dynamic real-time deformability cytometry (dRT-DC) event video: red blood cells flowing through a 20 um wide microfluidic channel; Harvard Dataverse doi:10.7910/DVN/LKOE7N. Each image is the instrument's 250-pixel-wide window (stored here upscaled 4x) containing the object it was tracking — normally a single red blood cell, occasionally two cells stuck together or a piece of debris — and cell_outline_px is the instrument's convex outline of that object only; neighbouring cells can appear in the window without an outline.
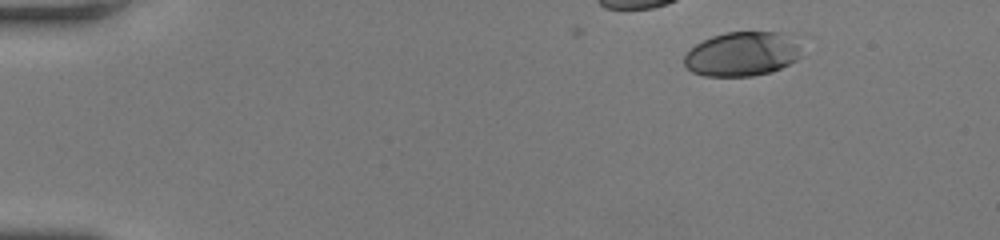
{"species": "human", "species_latin": "Homo sapiens", "temperature_condition": "room temperature", "stored_images_in_passage": 49, "camera_frame_rate_fps": 3000, "um_per_image_px": 0.085, "donor": {"sex": "female"}, "frame": {"image": 1, "passage_image": 1, "time_ms": 0.0, "image_size_px": [1000, 240], "cell_outline_px": [[800, 56], [796, 60], [772, 72], [752, 76], [704, 76], [692, 72], [684, 64], [684, 56], [696, 44], [712, 36], [724, 32], [780, 32], [796, 44]], "centroid_in_image_um": [63.01, 4.61], "position_along_channel_um": 22.0, "area_um2": 29.82}}
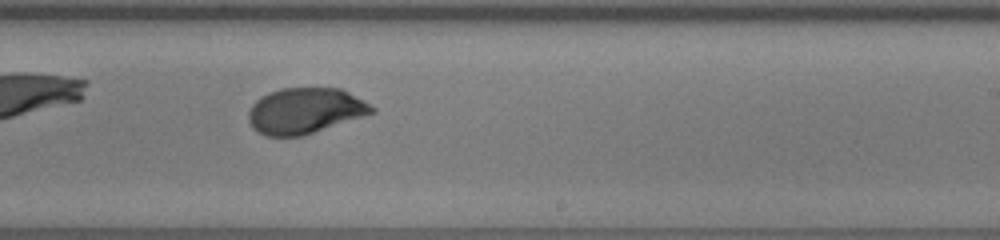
{"frame": {"image": 2, "passage_image": 29, "time_ms": 9.333, "image_size_px": [1000, 240], "cell_outline_px": [[376, 112], [364, 116], [300, 136], [268, 136], [256, 132], [252, 128], [248, 120], [248, 112], [252, 104], [260, 96], [268, 92], [280, 88], [340, 88], [348, 92], [376, 108]], "centroid_in_image_um": [25.88, 9.41], "position_along_channel_um": 263.1, "area_um2": 32.83}}
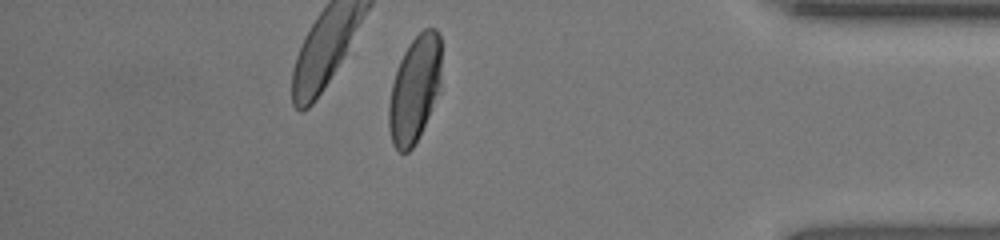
{"frame": {"image": 3, "passage_image": 42, "time_ms": 13.667, "image_size_px": [1000, 240], "cell_outline_px": [[440, 84], [428, 116], [420, 136], [412, 148], [408, 152], [400, 152], [392, 144], [388, 128], [388, 104], [392, 84], [396, 68], [408, 44], [424, 28], [436, 28], [440, 36]], "centroid_in_image_um": [35.21, 7.59], "position_along_channel_um": 400.0, "area_um2": 32.48}, "authors_computed_cell_mechanics": {"area_um2": 33.4084, "velocity_mm_per_s": 3.8367, "shape_relaxation_time_tau1_ms": 4.4304, "shape_relaxation_time_tau2_ms": null, "deformation_change_tau1": 0.186, "deformation_change_tau2": null}}